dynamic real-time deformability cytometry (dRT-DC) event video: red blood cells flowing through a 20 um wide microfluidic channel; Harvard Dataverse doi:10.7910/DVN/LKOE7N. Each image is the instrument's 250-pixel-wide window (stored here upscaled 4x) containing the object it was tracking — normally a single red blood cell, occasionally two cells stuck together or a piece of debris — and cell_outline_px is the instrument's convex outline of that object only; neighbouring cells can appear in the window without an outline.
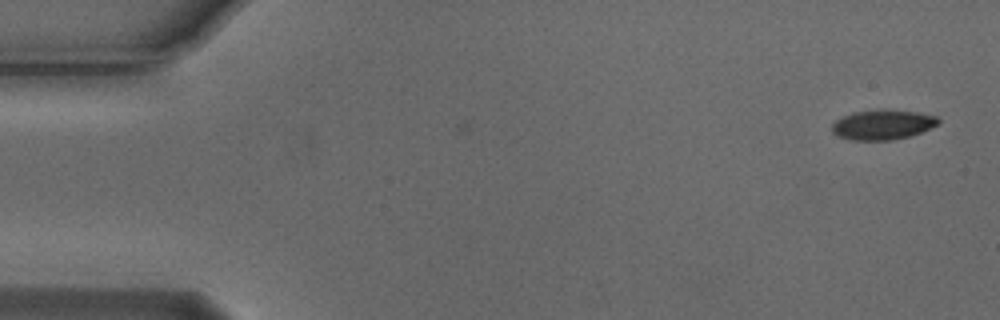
{"species": "Egyptian fruit bat (a non-hibernating species)", "species_latin": "Rousettus aegyptiacus", "temperature_condition": "cold", "stored_images_in_passage": 2, "camera_frame_rate_fps": 3000, "um_per_image_px": 0.085, "animal": {"sex": "male"}, "frame": {"image": 1, "passage_image": 2, "time_ms": 0.333, "image_size_px": [1000, 320], "cell_outline_px": [[940, 124], [920, 132], [908, 136], [888, 140], [852, 140], [836, 136], [832, 132], [832, 124], [836, 120], [852, 112], [884, 108], [916, 112], [936, 116], [940, 120]], "centroid_in_image_um": [75.01, 10.58], "position_along_channel_um": 10.0, "area_um2": 18.61}}